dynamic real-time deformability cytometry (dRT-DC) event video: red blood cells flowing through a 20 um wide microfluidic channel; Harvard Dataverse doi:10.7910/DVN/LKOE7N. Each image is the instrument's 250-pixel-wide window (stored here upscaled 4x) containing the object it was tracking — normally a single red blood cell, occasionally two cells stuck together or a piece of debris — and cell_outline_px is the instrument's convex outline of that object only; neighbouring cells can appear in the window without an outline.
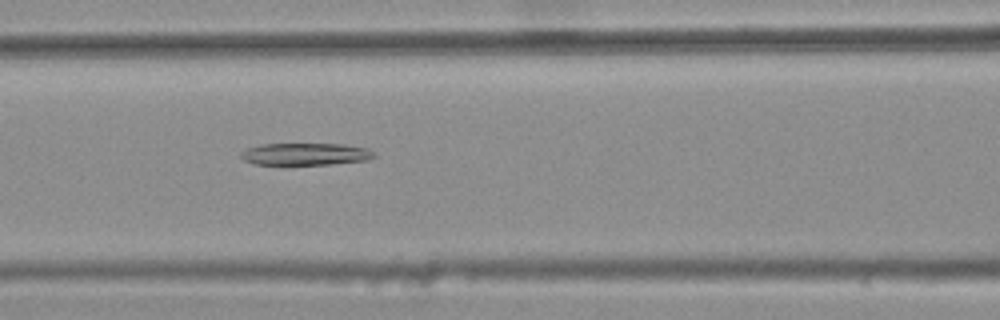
{"species": "common noctule bat (a hibernating species)", "species_latin": "Nyctalus noctula", "temperature_condition": "warm", "stored_images_in_passage": 39, "camera_frame_rate_fps": 3000, "um_per_image_px": 0.085, "animal": {"sex": "female", "body_mass_g": 25.1}, "frame": {"image": 1, "passage_image": 14, "time_ms": 4.333, "image_size_px": [1000, 320], "cell_outline_px": [[376, 156], [368, 160], [332, 164], [252, 164], [244, 160], [240, 156], [240, 152], [248, 148], [264, 144], [344, 144], [368, 148], [376, 152]], "centroid_in_image_um": [26.01, 13.09], "position_along_channel_um": 140.6, "area_um2": 17.22}}
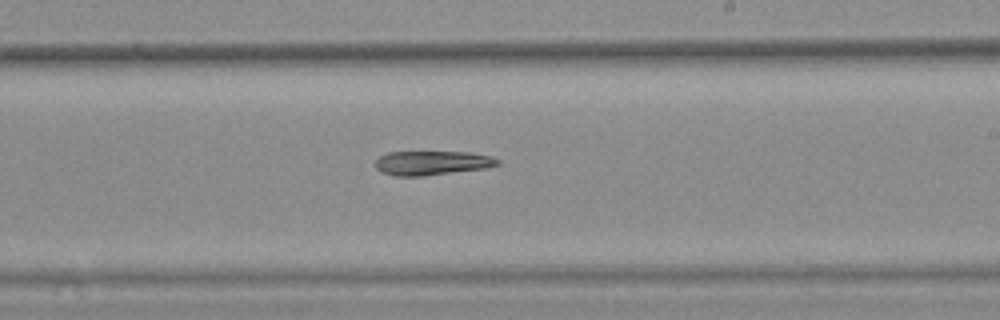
{"frame": {"image": 2, "passage_image": 23, "time_ms": 7.333, "image_size_px": [1000, 320], "cell_outline_px": [[500, 164], [488, 168], [424, 176], [392, 176], [376, 168], [376, 160], [380, 156], [388, 152], [468, 152], [492, 156], [500, 160]], "centroid_in_image_um": [36.76, 13.85], "position_along_channel_um": 252.2, "area_um2": 17.34}}
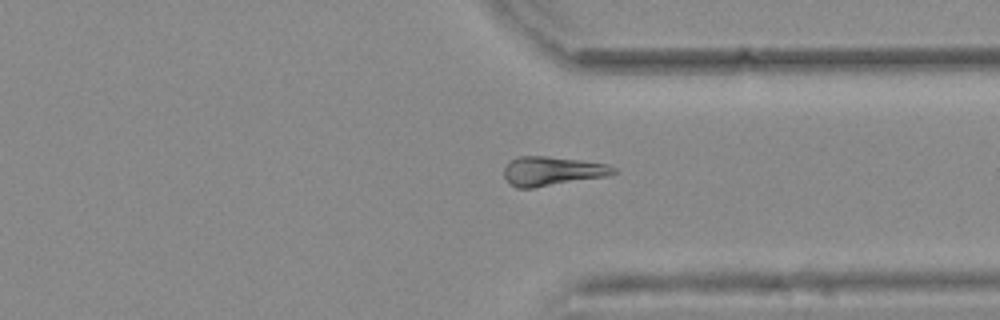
{"frame": {"image": 3, "passage_image": 32, "time_ms": 10.333, "image_size_px": [1000, 320], "cell_outline_px": [[616, 172], [604, 176], [532, 188], [516, 188], [508, 184], [504, 176], [504, 168], [508, 160], [516, 156], [544, 156], [580, 160], [604, 164], [616, 168]], "centroid_in_image_um": [46.82, 14.54], "position_along_channel_um": 364.6, "area_um2": 18.44}}